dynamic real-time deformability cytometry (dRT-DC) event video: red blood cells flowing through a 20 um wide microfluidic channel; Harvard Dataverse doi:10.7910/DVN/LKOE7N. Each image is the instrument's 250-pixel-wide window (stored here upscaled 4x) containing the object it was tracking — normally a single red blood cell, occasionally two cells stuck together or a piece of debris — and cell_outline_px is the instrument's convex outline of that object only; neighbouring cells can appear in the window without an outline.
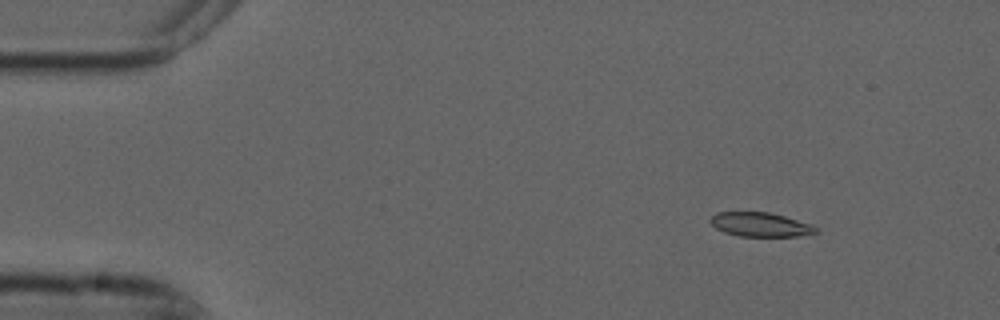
{"species": "common noctule bat (a hibernating species)", "species_latin": "Nyctalus noctula", "temperature_condition": "cold", "stored_images_in_passage": 6, "camera_frame_rate_fps": 3000, "um_per_image_px": 0.085, "animal": {"sex": "male", "forearm_length_mm": 52.5}, "frame": {"image": 1, "passage_image": 3, "time_ms": 0.667, "image_size_px": [1000, 320], "cell_outline_px": [[820, 232], [796, 236], [740, 236], [724, 232], [716, 228], [708, 220], [716, 212], [768, 212], [784, 216], [812, 224]], "centroid_in_image_um": [64.62, 19.08], "position_along_channel_um": 20.4, "area_um2": 14.8}}
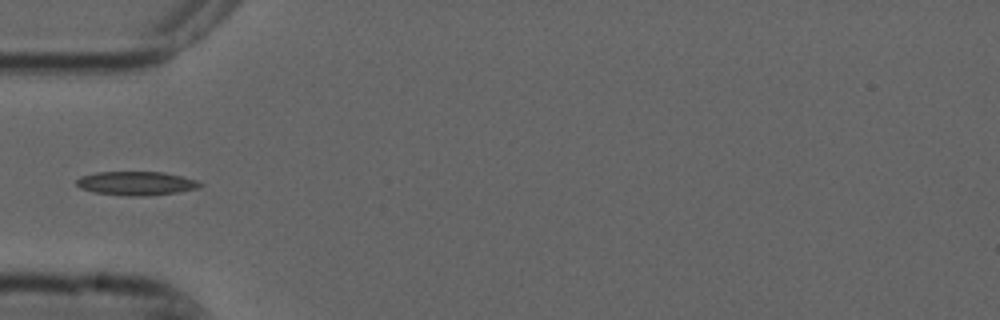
{"frame": {"image": 2, "passage_image": 6, "time_ms": 1.667, "image_size_px": [1000, 320], "cell_outline_px": [[204, 184], [200, 188], [180, 192], [144, 196], [128, 196], [92, 192], [80, 188], [76, 184], [76, 180], [80, 176], [96, 172], [164, 172], [184, 176], [196, 180]], "centroid_in_image_um": [11.61, 15.58], "position_along_channel_um": 73.4, "area_um2": 17.4}}